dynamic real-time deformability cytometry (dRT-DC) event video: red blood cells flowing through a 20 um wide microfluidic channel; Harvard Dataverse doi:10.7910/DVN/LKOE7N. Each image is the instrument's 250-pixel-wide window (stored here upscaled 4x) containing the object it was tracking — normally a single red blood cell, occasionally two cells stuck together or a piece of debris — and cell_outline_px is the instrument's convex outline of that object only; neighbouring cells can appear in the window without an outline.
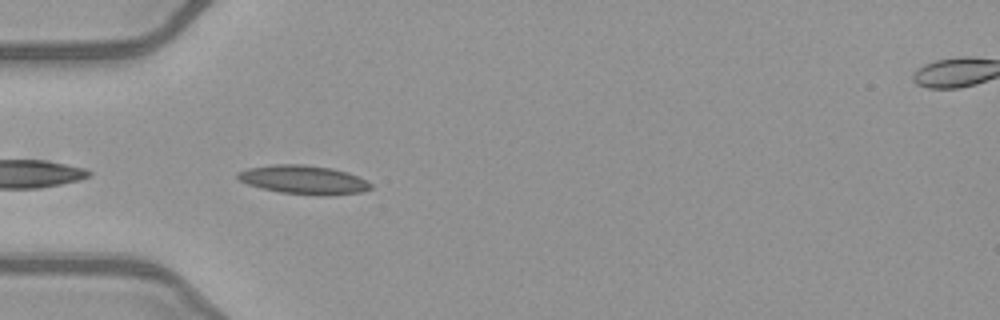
{"species": "common noctule bat (a hibernating species)", "species_latin": "Nyctalus noctula", "temperature_condition": "warm", "stored_images_in_passage": 12, "camera_frame_rate_fps": 3000, "um_per_image_px": 0.085, "animal": {"sex": "female", "body_mass_g": 21.9}, "frame": {"image": 1, "passage_image": 2, "time_ms": 0.333, "image_size_px": [1000, 320], "cell_outline_px": [[372, 188], [360, 192], [320, 196], [280, 192], [260, 188], [248, 184], [240, 180], [236, 176], [236, 172], [248, 168], [276, 164], [304, 164], [332, 168], [348, 172], [372, 184]], "centroid_in_image_um": [25.78, 15.27], "position_along_channel_um": 59.2, "area_um2": 22.25}}
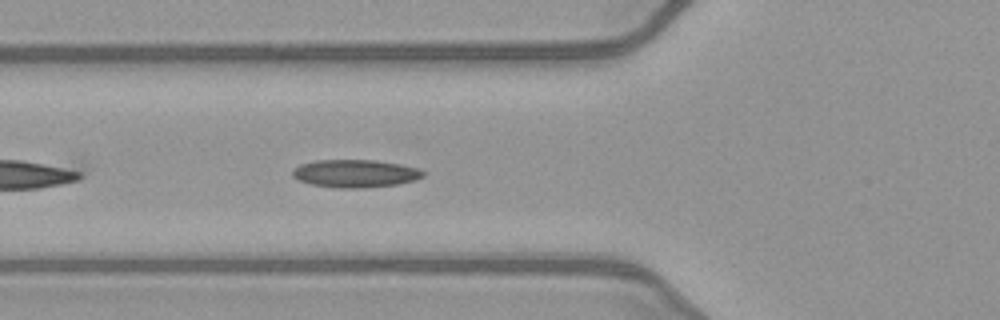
{"frame": {"image": 2, "passage_image": 5, "time_ms": 1.333, "image_size_px": [1000, 320], "cell_outline_px": [[424, 176], [416, 180], [396, 184], [360, 188], [340, 188], [312, 184], [296, 180], [292, 176], [292, 172], [300, 164], [316, 160], [376, 160], [400, 164], [416, 168], [424, 172]], "centroid_in_image_um": [30.18, 14.74], "position_along_channel_um": 95.6, "area_um2": 21.04}}
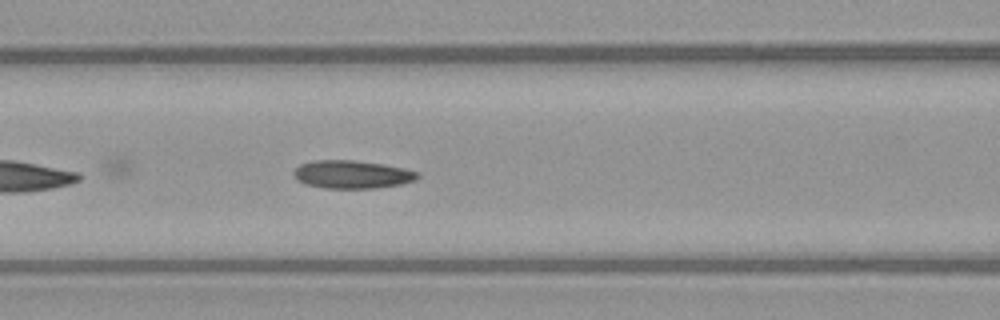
{"frame": {"image": 3, "passage_image": 8, "time_ms": 2.333, "image_size_px": [1000, 320], "cell_outline_px": [[420, 176], [416, 180], [400, 184], [376, 188], [324, 188], [304, 184], [296, 180], [292, 176], [292, 172], [300, 164], [312, 160], [356, 160], [384, 164], [404, 168], [420, 172]], "centroid_in_image_um": [29.9, 14.82], "position_along_channel_um": 136.7, "area_um2": 20.58}}